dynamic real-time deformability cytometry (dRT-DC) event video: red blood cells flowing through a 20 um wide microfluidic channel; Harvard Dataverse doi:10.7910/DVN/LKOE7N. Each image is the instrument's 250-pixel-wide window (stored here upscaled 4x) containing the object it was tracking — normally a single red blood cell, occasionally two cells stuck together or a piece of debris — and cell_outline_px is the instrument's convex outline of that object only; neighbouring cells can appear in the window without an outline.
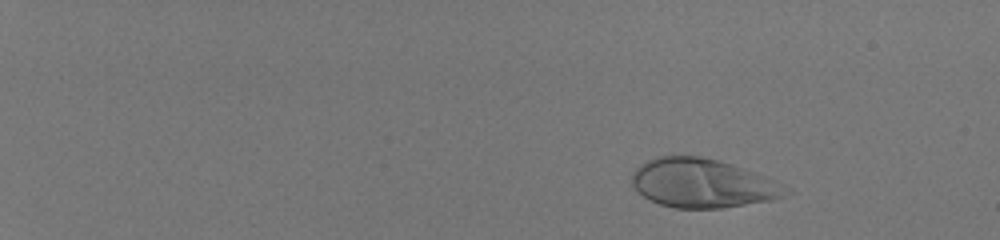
{"species": "human", "species_latin": "Homo sapiens", "temperature_condition": "room temperature", "stored_images_in_passage": 19, "camera_frame_rate_fps": 3000, "um_per_image_px": 0.085, "donor": {"sex": "male"}, "frame": {"image": 1, "passage_image": 8, "time_ms": 2.333, "image_size_px": [1000, 240], "cell_outline_px": [[784, 196], [772, 200], [724, 208], [672, 208], [660, 204], [636, 192], [632, 184], [632, 172], [640, 164], [656, 156], [700, 156], [732, 164], [744, 168], [764, 176], [772, 180]], "centroid_in_image_um": [59.57, 15.57], "position_along_channel_um": 25.4, "area_um2": 43.06}}